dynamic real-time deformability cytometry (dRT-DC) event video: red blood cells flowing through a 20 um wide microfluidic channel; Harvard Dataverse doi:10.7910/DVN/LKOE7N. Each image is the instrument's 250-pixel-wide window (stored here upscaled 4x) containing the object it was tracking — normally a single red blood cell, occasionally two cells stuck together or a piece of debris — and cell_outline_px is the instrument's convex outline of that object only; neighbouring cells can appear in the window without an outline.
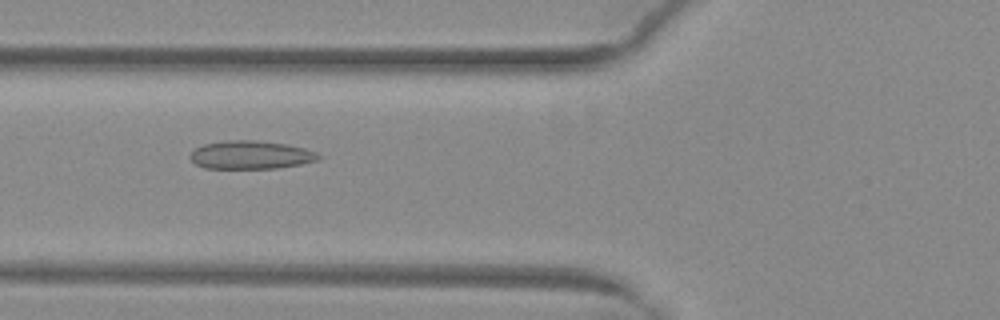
{"species": "common noctule bat (a hibernating species)", "species_latin": "Nyctalus noctula", "temperature_condition": "warm", "stored_images_in_passage": 35, "camera_frame_rate_fps": 3000, "um_per_image_px": 0.085, "animal": {"sex": "female", "body_mass_g": 29.2, "forearm_length_mm": 56.3}, "frame": {"image": 1, "passage_image": 3, "time_ms": 0.667, "image_size_px": [1000, 320], "cell_outline_px": [[324, 156], [316, 160], [300, 164], [276, 168], [204, 168], [196, 164], [188, 156], [196, 148], [204, 144], [228, 140], [256, 140], [284, 144], [304, 148], [316, 152]], "centroid_in_image_um": [21.31, 13.16], "position_along_channel_um": 104.5, "area_um2": 20.98}}
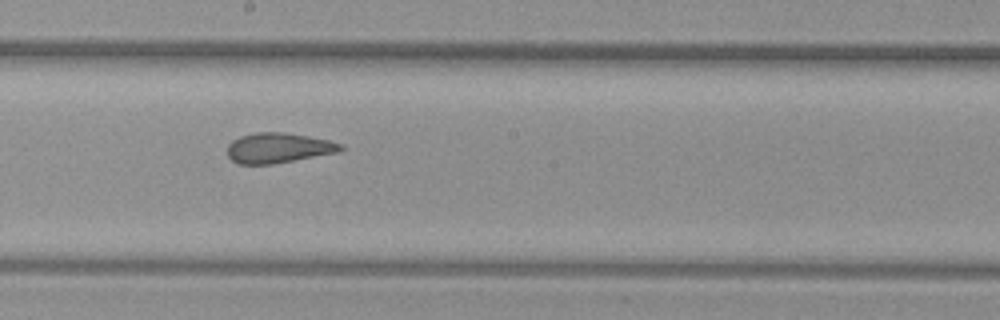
{"frame": {"image": 2, "passage_image": 12, "time_ms": 3.667, "image_size_px": [1000, 320], "cell_outline_px": [[344, 148], [340, 152], [272, 164], [240, 164], [232, 160], [228, 156], [228, 144], [232, 140], [240, 136], [256, 132], [284, 132], [308, 136], [328, 140], [344, 144]], "centroid_in_image_um": [23.68, 12.57], "position_along_channel_um": 224.5, "area_um2": 19.94}}
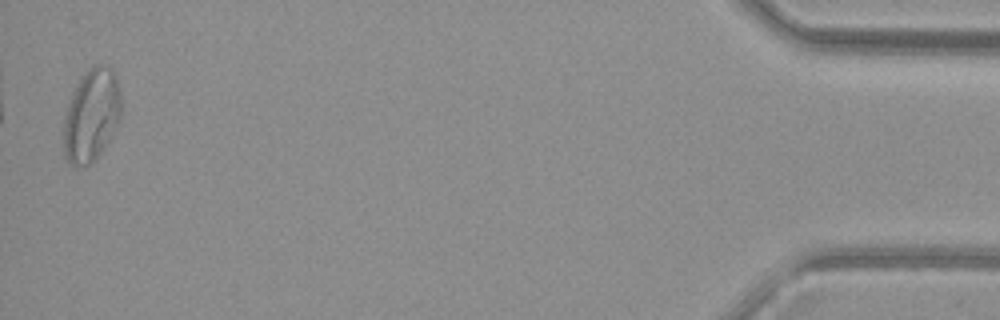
{"frame": {"image": 3, "passage_image": 34, "time_ms": 11.0, "image_size_px": [1000, 320], "cell_outline_px": [[120, 120], [96, 160], [88, 164], [72, 164], [64, 156], [64, 116], [68, 100], [72, 92], [84, 72], [92, 64], [108, 64], [112, 68], [116, 76], [120, 88]], "centroid_in_image_um": [7.78, 9.72], "position_along_channel_um": 427.4, "area_um2": 31.15}}